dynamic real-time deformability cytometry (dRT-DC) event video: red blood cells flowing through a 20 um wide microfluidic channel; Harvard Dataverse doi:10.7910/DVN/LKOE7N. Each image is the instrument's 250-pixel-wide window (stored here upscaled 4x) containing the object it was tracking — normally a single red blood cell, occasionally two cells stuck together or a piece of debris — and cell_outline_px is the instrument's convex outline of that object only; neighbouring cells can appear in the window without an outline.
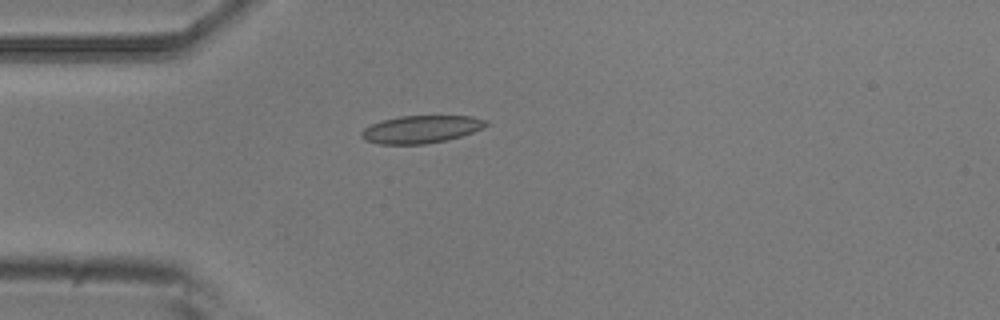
{"species": "common noctule bat (a hibernating species)", "species_latin": "Nyctalus noctula", "temperature_condition": "room temperature", "stored_images_in_passage": 3, "camera_frame_rate_fps": 3000, "um_per_image_px": 0.085, "animal": {"sex": "male", "body_mass_g": 20.5, "forearm_length_mm": 52.5}, "frame": {"image": 1, "passage_image": 2, "time_ms": 1.333, "image_size_px": [1000, 320], "cell_outline_px": [[488, 124], [484, 128], [460, 136], [444, 140], [424, 144], [380, 144], [364, 140], [360, 136], [360, 132], [364, 128], [380, 120], [400, 116], [472, 116], [488, 120]], "centroid_in_image_um": [35.77, 10.98], "position_along_channel_um": 49.2, "area_um2": 20.06}}